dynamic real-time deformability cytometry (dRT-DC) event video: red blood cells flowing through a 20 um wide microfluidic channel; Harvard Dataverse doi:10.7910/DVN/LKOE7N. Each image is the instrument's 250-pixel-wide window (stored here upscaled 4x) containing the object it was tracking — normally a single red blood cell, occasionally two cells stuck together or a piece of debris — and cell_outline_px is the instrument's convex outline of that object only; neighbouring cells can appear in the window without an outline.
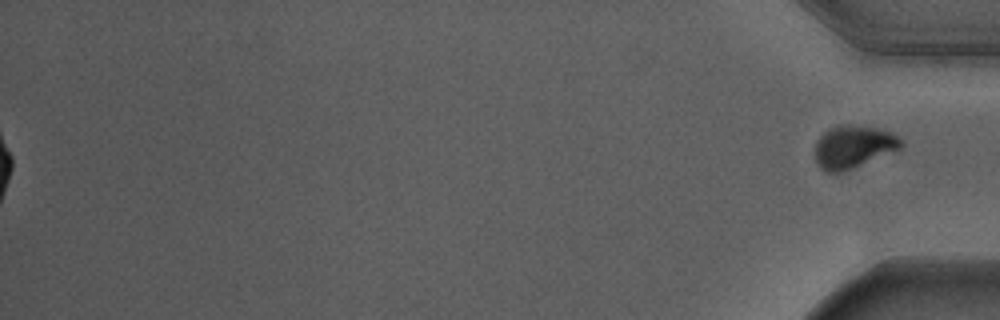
{"species": "Egyptian fruit bat (a non-hibernating species)", "species_latin": "Rousettus aegyptiacus", "temperature_condition": "warm", "stored_images_in_passage": 53, "segment_of_instrument_passage": [2, 2], "camera_frame_rate_fps": 3000, "um_per_image_px": 0.085, "animal": {"sex": "male"}, "frame": {"image": 1, "passage_image": 53, "time_ms": 17.333, "image_size_px": [1000, 320], "cell_outline_px": [[904, 144], [900, 148], [844, 172], [828, 172], [820, 168], [816, 160], [816, 140], [824, 132], [832, 128], [844, 124], [856, 124], [880, 128], [892, 132], [904, 140]], "centroid_in_image_um": [72.56, 12.45], "position_along_channel_um": 362.6, "area_um2": 21.44}}